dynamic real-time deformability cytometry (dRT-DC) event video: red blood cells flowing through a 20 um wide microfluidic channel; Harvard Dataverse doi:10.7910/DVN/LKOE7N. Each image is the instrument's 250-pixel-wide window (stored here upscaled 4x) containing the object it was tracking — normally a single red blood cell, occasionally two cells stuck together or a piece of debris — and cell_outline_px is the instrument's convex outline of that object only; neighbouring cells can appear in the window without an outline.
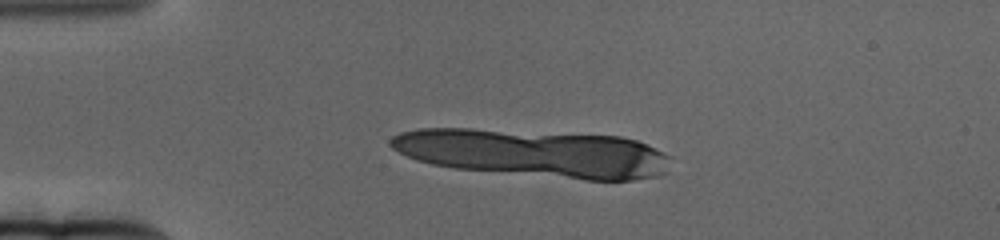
{"species": "human", "species_latin": "Homo sapiens", "temperature_condition": "cold", "stored_images_in_passage": 2, "segment_of_instrument_passage": [2, 2], "camera_frame_rate_fps": 3000, "um_per_image_px": 0.085, "donor": {"sex": "female"}, "frame": {"image": 1, "passage_image": 2, "time_ms": 0.333, "image_size_px": [1000, 240], "cell_outline_px": [[648, 148], [628, 176], [620, 180], [600, 180], [580, 176], [568, 172], [552, 140], [560, 136], [608, 136], [628, 140], [640, 144]], "centroid_in_image_um": [50.93, 13.27], "position_along_channel_um": 34.1, "area_um2": 22.72}}